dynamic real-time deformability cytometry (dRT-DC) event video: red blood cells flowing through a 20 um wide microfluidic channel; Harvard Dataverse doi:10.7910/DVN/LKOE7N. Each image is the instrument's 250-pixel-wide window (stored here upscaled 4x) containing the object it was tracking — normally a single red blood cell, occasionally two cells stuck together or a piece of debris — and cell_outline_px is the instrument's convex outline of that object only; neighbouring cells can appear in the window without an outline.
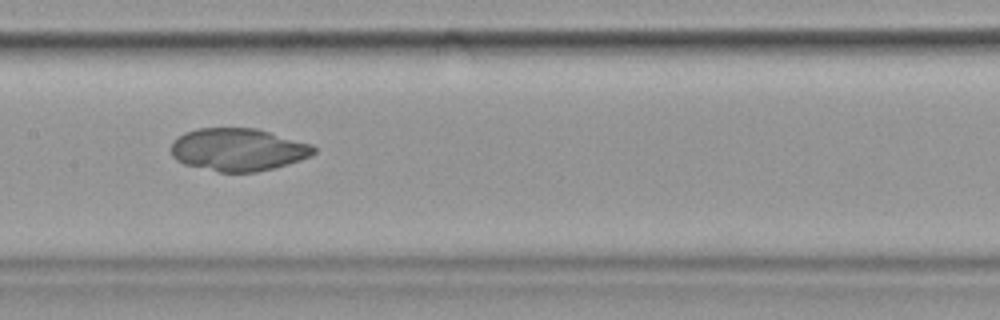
{"species": "common noctule bat (a hibernating species)", "species_latin": "Nyctalus noctula", "temperature_condition": "cold", "stored_images_in_passage": 44, "camera_frame_rate_fps": 3000, "um_per_image_px": 0.085, "animal": {"sex": "female", "body_mass_g": 19.9}, "frame": {"image": 1, "passage_image": 16, "time_ms": 5.0, "image_size_px": [1000, 320], "cell_outline_px": [[316, 152], [300, 160], [288, 164], [256, 172], [220, 172], [184, 164], [176, 160], [172, 156], [172, 140], [184, 132], [196, 128], [256, 128], [312, 144], [316, 148]], "centroid_in_image_um": [20.22, 12.71], "position_along_channel_um": 187.2, "area_um2": 35.49}}
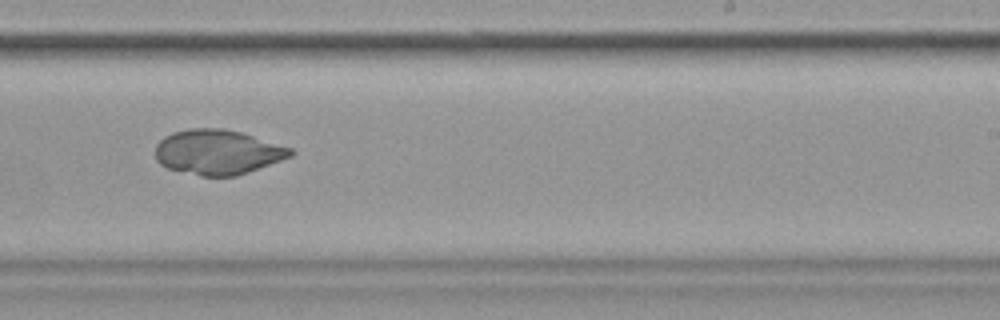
{"frame": {"image": 2, "passage_image": 23, "time_ms": 7.333, "image_size_px": [1000, 320], "cell_outline_px": [[296, 152], [292, 156], [248, 172], [236, 176], [200, 176], [168, 168], [160, 164], [156, 160], [156, 144], [164, 136], [172, 132], [188, 128], [224, 128], [240, 132], [292, 148]], "centroid_in_image_um": [18.49, 12.92], "position_along_channel_um": 270.5, "area_um2": 35.37}}